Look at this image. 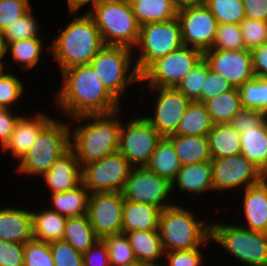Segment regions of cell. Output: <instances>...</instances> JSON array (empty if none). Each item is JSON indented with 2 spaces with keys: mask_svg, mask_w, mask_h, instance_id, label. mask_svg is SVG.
<instances>
[{
  "mask_svg": "<svg viewBox=\"0 0 267 266\" xmlns=\"http://www.w3.org/2000/svg\"><path fill=\"white\" fill-rule=\"evenodd\" d=\"M61 73V87L55 99L64 116L73 118L120 110V102L104 87L90 63L74 66Z\"/></svg>",
  "mask_w": 267,
  "mask_h": 266,
  "instance_id": "1",
  "label": "cell"
},
{
  "mask_svg": "<svg viewBox=\"0 0 267 266\" xmlns=\"http://www.w3.org/2000/svg\"><path fill=\"white\" fill-rule=\"evenodd\" d=\"M119 112L120 110L109 114L70 118L73 120L72 123L70 121V127H73V122L74 125L77 123L76 127L70 128V148L74 151L81 167L118 152L123 122L118 119Z\"/></svg>",
  "mask_w": 267,
  "mask_h": 266,
  "instance_id": "2",
  "label": "cell"
},
{
  "mask_svg": "<svg viewBox=\"0 0 267 266\" xmlns=\"http://www.w3.org/2000/svg\"><path fill=\"white\" fill-rule=\"evenodd\" d=\"M58 34L46 50L57 61L61 72L89 64L105 46L99 29L87 12L76 15Z\"/></svg>",
  "mask_w": 267,
  "mask_h": 266,
  "instance_id": "3",
  "label": "cell"
},
{
  "mask_svg": "<svg viewBox=\"0 0 267 266\" xmlns=\"http://www.w3.org/2000/svg\"><path fill=\"white\" fill-rule=\"evenodd\" d=\"M189 210L174 203L160 212L158 232L164 252L203 249L212 242L210 221L197 219Z\"/></svg>",
  "mask_w": 267,
  "mask_h": 266,
  "instance_id": "4",
  "label": "cell"
},
{
  "mask_svg": "<svg viewBox=\"0 0 267 266\" xmlns=\"http://www.w3.org/2000/svg\"><path fill=\"white\" fill-rule=\"evenodd\" d=\"M86 12L93 18L105 45L134 50L139 39L140 25L129 0H99Z\"/></svg>",
  "mask_w": 267,
  "mask_h": 266,
  "instance_id": "5",
  "label": "cell"
},
{
  "mask_svg": "<svg viewBox=\"0 0 267 266\" xmlns=\"http://www.w3.org/2000/svg\"><path fill=\"white\" fill-rule=\"evenodd\" d=\"M211 241L220 244L243 266H267V233L234 222H211Z\"/></svg>",
  "mask_w": 267,
  "mask_h": 266,
  "instance_id": "6",
  "label": "cell"
},
{
  "mask_svg": "<svg viewBox=\"0 0 267 266\" xmlns=\"http://www.w3.org/2000/svg\"><path fill=\"white\" fill-rule=\"evenodd\" d=\"M70 148V123L54 118L31 149L17 162V173L41 177Z\"/></svg>",
  "mask_w": 267,
  "mask_h": 266,
  "instance_id": "7",
  "label": "cell"
},
{
  "mask_svg": "<svg viewBox=\"0 0 267 266\" xmlns=\"http://www.w3.org/2000/svg\"><path fill=\"white\" fill-rule=\"evenodd\" d=\"M134 52L124 46L105 45L90 62L104 87L120 103L128 87L141 82V74L134 64Z\"/></svg>",
  "mask_w": 267,
  "mask_h": 266,
  "instance_id": "8",
  "label": "cell"
},
{
  "mask_svg": "<svg viewBox=\"0 0 267 266\" xmlns=\"http://www.w3.org/2000/svg\"><path fill=\"white\" fill-rule=\"evenodd\" d=\"M183 46L177 17L140 26L139 39L134 48L140 54L134 55L138 72L141 74L153 61Z\"/></svg>",
  "mask_w": 267,
  "mask_h": 266,
  "instance_id": "9",
  "label": "cell"
},
{
  "mask_svg": "<svg viewBox=\"0 0 267 266\" xmlns=\"http://www.w3.org/2000/svg\"><path fill=\"white\" fill-rule=\"evenodd\" d=\"M202 58L200 50L183 46L156 59L141 73V81L147 82L141 87V93L147 90L146 87L176 88Z\"/></svg>",
  "mask_w": 267,
  "mask_h": 266,
  "instance_id": "10",
  "label": "cell"
},
{
  "mask_svg": "<svg viewBox=\"0 0 267 266\" xmlns=\"http://www.w3.org/2000/svg\"><path fill=\"white\" fill-rule=\"evenodd\" d=\"M133 117L121 124L118 152L133 168L145 167L162 136L143 115Z\"/></svg>",
  "mask_w": 267,
  "mask_h": 266,
  "instance_id": "11",
  "label": "cell"
},
{
  "mask_svg": "<svg viewBox=\"0 0 267 266\" xmlns=\"http://www.w3.org/2000/svg\"><path fill=\"white\" fill-rule=\"evenodd\" d=\"M133 167L120 153L115 152L82 167V183L94 192H123Z\"/></svg>",
  "mask_w": 267,
  "mask_h": 266,
  "instance_id": "12",
  "label": "cell"
},
{
  "mask_svg": "<svg viewBox=\"0 0 267 266\" xmlns=\"http://www.w3.org/2000/svg\"><path fill=\"white\" fill-rule=\"evenodd\" d=\"M122 193L124 200L148 203L161 211L175 203L170 200L172 196L171 182L146 167L131 169Z\"/></svg>",
  "mask_w": 267,
  "mask_h": 266,
  "instance_id": "13",
  "label": "cell"
},
{
  "mask_svg": "<svg viewBox=\"0 0 267 266\" xmlns=\"http://www.w3.org/2000/svg\"><path fill=\"white\" fill-rule=\"evenodd\" d=\"M213 190L231 192L235 189L242 191L249 186L261 182L267 177L260 169L242 154L225 158L211 159ZM242 188V189H239ZM224 190V191H223Z\"/></svg>",
  "mask_w": 267,
  "mask_h": 266,
  "instance_id": "14",
  "label": "cell"
},
{
  "mask_svg": "<svg viewBox=\"0 0 267 266\" xmlns=\"http://www.w3.org/2000/svg\"><path fill=\"white\" fill-rule=\"evenodd\" d=\"M177 19L184 46L198 49L201 52L213 47L218 22L206 5L179 8Z\"/></svg>",
  "mask_w": 267,
  "mask_h": 266,
  "instance_id": "15",
  "label": "cell"
},
{
  "mask_svg": "<svg viewBox=\"0 0 267 266\" xmlns=\"http://www.w3.org/2000/svg\"><path fill=\"white\" fill-rule=\"evenodd\" d=\"M152 94L158 93L154 101L153 115L143 117L153 126L162 137L176 133L178 124L191 103L185 95L176 88L147 87Z\"/></svg>",
  "mask_w": 267,
  "mask_h": 266,
  "instance_id": "16",
  "label": "cell"
},
{
  "mask_svg": "<svg viewBox=\"0 0 267 266\" xmlns=\"http://www.w3.org/2000/svg\"><path fill=\"white\" fill-rule=\"evenodd\" d=\"M122 192L90 193L87 216L99 239L122 233Z\"/></svg>",
  "mask_w": 267,
  "mask_h": 266,
  "instance_id": "17",
  "label": "cell"
},
{
  "mask_svg": "<svg viewBox=\"0 0 267 266\" xmlns=\"http://www.w3.org/2000/svg\"><path fill=\"white\" fill-rule=\"evenodd\" d=\"M203 58L211 71L223 76L233 88H239L244 82L254 78L251 50L209 49L203 52Z\"/></svg>",
  "mask_w": 267,
  "mask_h": 266,
  "instance_id": "18",
  "label": "cell"
},
{
  "mask_svg": "<svg viewBox=\"0 0 267 266\" xmlns=\"http://www.w3.org/2000/svg\"><path fill=\"white\" fill-rule=\"evenodd\" d=\"M54 119L42 110L30 116L21 115L16 122L9 140L1 148L2 152H10L12 158L19 161L38 139L39 133Z\"/></svg>",
  "mask_w": 267,
  "mask_h": 266,
  "instance_id": "19",
  "label": "cell"
},
{
  "mask_svg": "<svg viewBox=\"0 0 267 266\" xmlns=\"http://www.w3.org/2000/svg\"><path fill=\"white\" fill-rule=\"evenodd\" d=\"M41 177L49 188L50 194L64 193L82 183V167L74 151L69 148Z\"/></svg>",
  "mask_w": 267,
  "mask_h": 266,
  "instance_id": "20",
  "label": "cell"
},
{
  "mask_svg": "<svg viewBox=\"0 0 267 266\" xmlns=\"http://www.w3.org/2000/svg\"><path fill=\"white\" fill-rule=\"evenodd\" d=\"M241 192L243 194L241 211L245 220L244 224L243 222L237 224L250 230L267 233V177Z\"/></svg>",
  "mask_w": 267,
  "mask_h": 266,
  "instance_id": "21",
  "label": "cell"
},
{
  "mask_svg": "<svg viewBox=\"0 0 267 266\" xmlns=\"http://www.w3.org/2000/svg\"><path fill=\"white\" fill-rule=\"evenodd\" d=\"M172 193L176 191L191 195L192 199L203 196L201 194L208 193L213 190L212 182V165L210 161L196 164H187L181 166L175 179L171 182ZM174 189V190H173ZM195 197V198H193Z\"/></svg>",
  "mask_w": 267,
  "mask_h": 266,
  "instance_id": "22",
  "label": "cell"
},
{
  "mask_svg": "<svg viewBox=\"0 0 267 266\" xmlns=\"http://www.w3.org/2000/svg\"><path fill=\"white\" fill-rule=\"evenodd\" d=\"M0 239L25 244L33 239L31 210L12 206L0 208Z\"/></svg>",
  "mask_w": 267,
  "mask_h": 266,
  "instance_id": "23",
  "label": "cell"
},
{
  "mask_svg": "<svg viewBox=\"0 0 267 266\" xmlns=\"http://www.w3.org/2000/svg\"><path fill=\"white\" fill-rule=\"evenodd\" d=\"M129 244L136 260L146 262L151 266H161L164 249L158 230H136L126 232ZM162 257V259H160Z\"/></svg>",
  "mask_w": 267,
  "mask_h": 266,
  "instance_id": "24",
  "label": "cell"
},
{
  "mask_svg": "<svg viewBox=\"0 0 267 266\" xmlns=\"http://www.w3.org/2000/svg\"><path fill=\"white\" fill-rule=\"evenodd\" d=\"M161 210L148 203L124 200L122 233L136 230H158Z\"/></svg>",
  "mask_w": 267,
  "mask_h": 266,
  "instance_id": "25",
  "label": "cell"
},
{
  "mask_svg": "<svg viewBox=\"0 0 267 266\" xmlns=\"http://www.w3.org/2000/svg\"><path fill=\"white\" fill-rule=\"evenodd\" d=\"M33 239L51 243L62 240L67 217L49 208L31 210Z\"/></svg>",
  "mask_w": 267,
  "mask_h": 266,
  "instance_id": "26",
  "label": "cell"
},
{
  "mask_svg": "<svg viewBox=\"0 0 267 266\" xmlns=\"http://www.w3.org/2000/svg\"><path fill=\"white\" fill-rule=\"evenodd\" d=\"M175 153L181 166L211 161L207 136L170 135Z\"/></svg>",
  "mask_w": 267,
  "mask_h": 266,
  "instance_id": "27",
  "label": "cell"
},
{
  "mask_svg": "<svg viewBox=\"0 0 267 266\" xmlns=\"http://www.w3.org/2000/svg\"><path fill=\"white\" fill-rule=\"evenodd\" d=\"M207 137L212 159L241 153V134L231 123L213 125Z\"/></svg>",
  "mask_w": 267,
  "mask_h": 266,
  "instance_id": "28",
  "label": "cell"
},
{
  "mask_svg": "<svg viewBox=\"0 0 267 266\" xmlns=\"http://www.w3.org/2000/svg\"><path fill=\"white\" fill-rule=\"evenodd\" d=\"M267 176V122L241 134V153Z\"/></svg>",
  "mask_w": 267,
  "mask_h": 266,
  "instance_id": "29",
  "label": "cell"
},
{
  "mask_svg": "<svg viewBox=\"0 0 267 266\" xmlns=\"http://www.w3.org/2000/svg\"><path fill=\"white\" fill-rule=\"evenodd\" d=\"M49 209L66 217L87 215L90 192L81 183L78 187L64 193L49 194Z\"/></svg>",
  "mask_w": 267,
  "mask_h": 266,
  "instance_id": "30",
  "label": "cell"
},
{
  "mask_svg": "<svg viewBox=\"0 0 267 266\" xmlns=\"http://www.w3.org/2000/svg\"><path fill=\"white\" fill-rule=\"evenodd\" d=\"M140 26L177 17L176 0H129Z\"/></svg>",
  "mask_w": 267,
  "mask_h": 266,
  "instance_id": "31",
  "label": "cell"
},
{
  "mask_svg": "<svg viewBox=\"0 0 267 266\" xmlns=\"http://www.w3.org/2000/svg\"><path fill=\"white\" fill-rule=\"evenodd\" d=\"M145 167L170 182L175 179L181 164L175 153L173 143L168 137H162L159 140Z\"/></svg>",
  "mask_w": 267,
  "mask_h": 266,
  "instance_id": "32",
  "label": "cell"
},
{
  "mask_svg": "<svg viewBox=\"0 0 267 266\" xmlns=\"http://www.w3.org/2000/svg\"><path fill=\"white\" fill-rule=\"evenodd\" d=\"M213 125L204 103L191 101L174 135L207 136Z\"/></svg>",
  "mask_w": 267,
  "mask_h": 266,
  "instance_id": "33",
  "label": "cell"
},
{
  "mask_svg": "<svg viewBox=\"0 0 267 266\" xmlns=\"http://www.w3.org/2000/svg\"><path fill=\"white\" fill-rule=\"evenodd\" d=\"M62 240L68 242L82 254L93 246L99 238L87 215L67 217Z\"/></svg>",
  "mask_w": 267,
  "mask_h": 266,
  "instance_id": "34",
  "label": "cell"
},
{
  "mask_svg": "<svg viewBox=\"0 0 267 266\" xmlns=\"http://www.w3.org/2000/svg\"><path fill=\"white\" fill-rule=\"evenodd\" d=\"M213 124L231 123L242 109L238 88L222 93L204 102Z\"/></svg>",
  "mask_w": 267,
  "mask_h": 266,
  "instance_id": "35",
  "label": "cell"
},
{
  "mask_svg": "<svg viewBox=\"0 0 267 266\" xmlns=\"http://www.w3.org/2000/svg\"><path fill=\"white\" fill-rule=\"evenodd\" d=\"M46 46L41 38L13 41L8 44V53L11 54V60L19 65V69L27 71L38 65Z\"/></svg>",
  "mask_w": 267,
  "mask_h": 266,
  "instance_id": "36",
  "label": "cell"
},
{
  "mask_svg": "<svg viewBox=\"0 0 267 266\" xmlns=\"http://www.w3.org/2000/svg\"><path fill=\"white\" fill-rule=\"evenodd\" d=\"M242 108L267 113V78L254 76L238 88Z\"/></svg>",
  "mask_w": 267,
  "mask_h": 266,
  "instance_id": "37",
  "label": "cell"
},
{
  "mask_svg": "<svg viewBox=\"0 0 267 266\" xmlns=\"http://www.w3.org/2000/svg\"><path fill=\"white\" fill-rule=\"evenodd\" d=\"M206 6L218 24H240L246 18L243 0H208Z\"/></svg>",
  "mask_w": 267,
  "mask_h": 266,
  "instance_id": "38",
  "label": "cell"
},
{
  "mask_svg": "<svg viewBox=\"0 0 267 266\" xmlns=\"http://www.w3.org/2000/svg\"><path fill=\"white\" fill-rule=\"evenodd\" d=\"M102 240L108 248L110 266H126L136 261L133 249L124 233L109 235Z\"/></svg>",
  "mask_w": 267,
  "mask_h": 266,
  "instance_id": "39",
  "label": "cell"
},
{
  "mask_svg": "<svg viewBox=\"0 0 267 266\" xmlns=\"http://www.w3.org/2000/svg\"><path fill=\"white\" fill-rule=\"evenodd\" d=\"M208 71L209 66L204 58H202L181 80L176 89L189 100L201 102V89Z\"/></svg>",
  "mask_w": 267,
  "mask_h": 266,
  "instance_id": "40",
  "label": "cell"
},
{
  "mask_svg": "<svg viewBox=\"0 0 267 266\" xmlns=\"http://www.w3.org/2000/svg\"><path fill=\"white\" fill-rule=\"evenodd\" d=\"M31 9L3 31L7 44L30 38H41L39 21Z\"/></svg>",
  "mask_w": 267,
  "mask_h": 266,
  "instance_id": "41",
  "label": "cell"
},
{
  "mask_svg": "<svg viewBox=\"0 0 267 266\" xmlns=\"http://www.w3.org/2000/svg\"><path fill=\"white\" fill-rule=\"evenodd\" d=\"M22 82L21 78L10 71L0 78V105L2 108L12 110L13 106L16 107L17 102L19 104L25 92V84Z\"/></svg>",
  "mask_w": 267,
  "mask_h": 266,
  "instance_id": "42",
  "label": "cell"
},
{
  "mask_svg": "<svg viewBox=\"0 0 267 266\" xmlns=\"http://www.w3.org/2000/svg\"><path fill=\"white\" fill-rule=\"evenodd\" d=\"M212 49H246L239 24H218Z\"/></svg>",
  "mask_w": 267,
  "mask_h": 266,
  "instance_id": "43",
  "label": "cell"
},
{
  "mask_svg": "<svg viewBox=\"0 0 267 266\" xmlns=\"http://www.w3.org/2000/svg\"><path fill=\"white\" fill-rule=\"evenodd\" d=\"M24 266H54L50 243L35 239L25 243Z\"/></svg>",
  "mask_w": 267,
  "mask_h": 266,
  "instance_id": "44",
  "label": "cell"
},
{
  "mask_svg": "<svg viewBox=\"0 0 267 266\" xmlns=\"http://www.w3.org/2000/svg\"><path fill=\"white\" fill-rule=\"evenodd\" d=\"M239 26L246 49L252 50L267 41V22L245 18Z\"/></svg>",
  "mask_w": 267,
  "mask_h": 266,
  "instance_id": "45",
  "label": "cell"
},
{
  "mask_svg": "<svg viewBox=\"0 0 267 266\" xmlns=\"http://www.w3.org/2000/svg\"><path fill=\"white\" fill-rule=\"evenodd\" d=\"M54 266H83L82 253L64 240L50 243Z\"/></svg>",
  "mask_w": 267,
  "mask_h": 266,
  "instance_id": "46",
  "label": "cell"
},
{
  "mask_svg": "<svg viewBox=\"0 0 267 266\" xmlns=\"http://www.w3.org/2000/svg\"><path fill=\"white\" fill-rule=\"evenodd\" d=\"M30 0H2L0 1V32L7 29L17 19L31 9Z\"/></svg>",
  "mask_w": 267,
  "mask_h": 266,
  "instance_id": "47",
  "label": "cell"
},
{
  "mask_svg": "<svg viewBox=\"0 0 267 266\" xmlns=\"http://www.w3.org/2000/svg\"><path fill=\"white\" fill-rule=\"evenodd\" d=\"M203 254L200 248L165 252L161 266H203Z\"/></svg>",
  "mask_w": 267,
  "mask_h": 266,
  "instance_id": "48",
  "label": "cell"
},
{
  "mask_svg": "<svg viewBox=\"0 0 267 266\" xmlns=\"http://www.w3.org/2000/svg\"><path fill=\"white\" fill-rule=\"evenodd\" d=\"M233 89V86L217 72H207L205 82L201 89V103Z\"/></svg>",
  "mask_w": 267,
  "mask_h": 266,
  "instance_id": "49",
  "label": "cell"
},
{
  "mask_svg": "<svg viewBox=\"0 0 267 266\" xmlns=\"http://www.w3.org/2000/svg\"><path fill=\"white\" fill-rule=\"evenodd\" d=\"M265 120V114L258 109L242 108L232 119L231 125L240 133L256 129Z\"/></svg>",
  "mask_w": 267,
  "mask_h": 266,
  "instance_id": "50",
  "label": "cell"
},
{
  "mask_svg": "<svg viewBox=\"0 0 267 266\" xmlns=\"http://www.w3.org/2000/svg\"><path fill=\"white\" fill-rule=\"evenodd\" d=\"M0 266H24V244L0 239Z\"/></svg>",
  "mask_w": 267,
  "mask_h": 266,
  "instance_id": "51",
  "label": "cell"
},
{
  "mask_svg": "<svg viewBox=\"0 0 267 266\" xmlns=\"http://www.w3.org/2000/svg\"><path fill=\"white\" fill-rule=\"evenodd\" d=\"M83 266H110L107 245L99 239L82 254Z\"/></svg>",
  "mask_w": 267,
  "mask_h": 266,
  "instance_id": "52",
  "label": "cell"
},
{
  "mask_svg": "<svg viewBox=\"0 0 267 266\" xmlns=\"http://www.w3.org/2000/svg\"><path fill=\"white\" fill-rule=\"evenodd\" d=\"M22 114L14 113L11 109L3 108L0 111V144L1 148L6 144L14 131V127Z\"/></svg>",
  "mask_w": 267,
  "mask_h": 266,
  "instance_id": "53",
  "label": "cell"
},
{
  "mask_svg": "<svg viewBox=\"0 0 267 266\" xmlns=\"http://www.w3.org/2000/svg\"><path fill=\"white\" fill-rule=\"evenodd\" d=\"M255 76L267 78V42L251 50Z\"/></svg>",
  "mask_w": 267,
  "mask_h": 266,
  "instance_id": "54",
  "label": "cell"
},
{
  "mask_svg": "<svg viewBox=\"0 0 267 266\" xmlns=\"http://www.w3.org/2000/svg\"><path fill=\"white\" fill-rule=\"evenodd\" d=\"M246 18L267 22V0H243Z\"/></svg>",
  "mask_w": 267,
  "mask_h": 266,
  "instance_id": "55",
  "label": "cell"
},
{
  "mask_svg": "<svg viewBox=\"0 0 267 266\" xmlns=\"http://www.w3.org/2000/svg\"><path fill=\"white\" fill-rule=\"evenodd\" d=\"M98 1L99 0H67L69 16H75L79 9L85 7L87 4H89L88 7L91 5L92 8Z\"/></svg>",
  "mask_w": 267,
  "mask_h": 266,
  "instance_id": "56",
  "label": "cell"
},
{
  "mask_svg": "<svg viewBox=\"0 0 267 266\" xmlns=\"http://www.w3.org/2000/svg\"><path fill=\"white\" fill-rule=\"evenodd\" d=\"M208 0H176L178 9L186 6L206 5Z\"/></svg>",
  "mask_w": 267,
  "mask_h": 266,
  "instance_id": "57",
  "label": "cell"
},
{
  "mask_svg": "<svg viewBox=\"0 0 267 266\" xmlns=\"http://www.w3.org/2000/svg\"><path fill=\"white\" fill-rule=\"evenodd\" d=\"M8 44L4 38L3 32H0V61H4L5 55L8 54Z\"/></svg>",
  "mask_w": 267,
  "mask_h": 266,
  "instance_id": "58",
  "label": "cell"
},
{
  "mask_svg": "<svg viewBox=\"0 0 267 266\" xmlns=\"http://www.w3.org/2000/svg\"><path fill=\"white\" fill-rule=\"evenodd\" d=\"M6 63H5V61H0V78L1 77H3L5 74H7L8 73V69H7V71H6V65H5Z\"/></svg>",
  "mask_w": 267,
  "mask_h": 266,
  "instance_id": "59",
  "label": "cell"
},
{
  "mask_svg": "<svg viewBox=\"0 0 267 266\" xmlns=\"http://www.w3.org/2000/svg\"><path fill=\"white\" fill-rule=\"evenodd\" d=\"M126 266H151L150 264L146 263V262H142L139 260H136L135 262H132Z\"/></svg>",
  "mask_w": 267,
  "mask_h": 266,
  "instance_id": "60",
  "label": "cell"
}]
</instances>
